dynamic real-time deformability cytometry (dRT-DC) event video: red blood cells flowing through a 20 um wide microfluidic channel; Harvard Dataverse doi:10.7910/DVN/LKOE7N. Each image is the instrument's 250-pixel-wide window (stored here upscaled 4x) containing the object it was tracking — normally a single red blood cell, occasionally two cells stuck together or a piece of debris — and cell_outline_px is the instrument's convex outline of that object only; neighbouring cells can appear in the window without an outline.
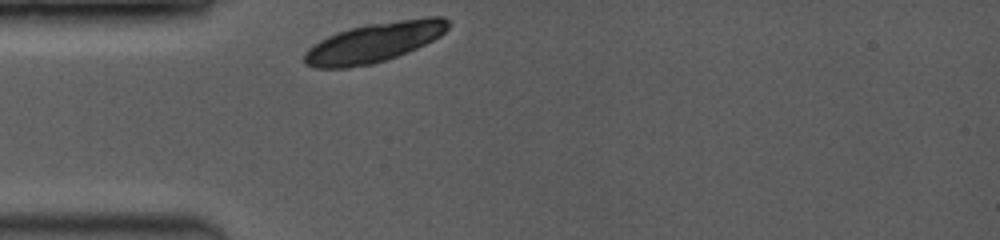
{"species": "common noctule bat (a hibernating species)", "species_latin": "Nyctalus noctula", "temperature_condition": "room temperature", "stored_images_in_passage": 3, "camera_frame_rate_fps": 3500, "um_per_image_px": 0.085, "animal": {"sex": "female", "body_mass_g": 19.0, "forearm_length_mm": 53.3}, "frame": {"image": 1, "passage_image": 1, "time_ms": 0.0, "image_size_px": [1000, 240], "cell_outline_px": [[452, 24], [440, 36], [408, 52], [372, 64], [344, 68], [316, 68], [304, 64], [304, 52], [308, 48], [320, 40], [328, 36], [348, 28], [368, 24], [428, 16], [444, 16], [452, 20]], "centroid_in_image_um": [31.83, 3.59], "position_along_channel_um": 53.2, "area_um2": 33.29}}